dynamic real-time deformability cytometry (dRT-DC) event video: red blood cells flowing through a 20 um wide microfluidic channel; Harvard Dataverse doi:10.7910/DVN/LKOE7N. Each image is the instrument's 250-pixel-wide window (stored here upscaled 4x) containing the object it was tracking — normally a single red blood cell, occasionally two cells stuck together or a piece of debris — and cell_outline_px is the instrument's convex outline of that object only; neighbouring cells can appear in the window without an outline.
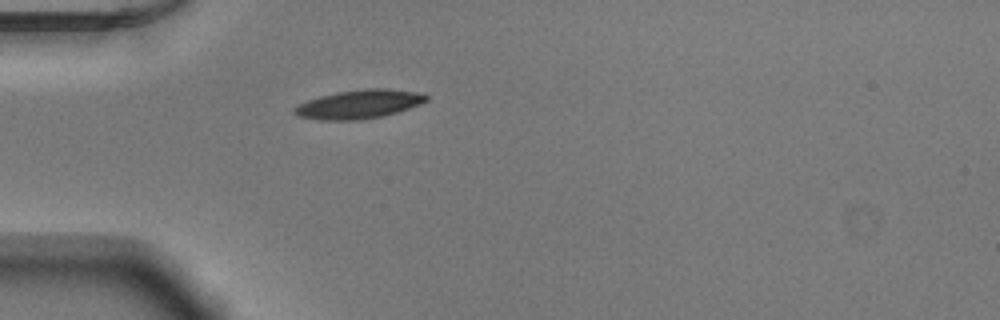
{"species": "Egyptian fruit bat (a non-hibernating species)", "species_latin": "Rousettus aegyptiacus", "temperature_condition": "warm", "stored_images_in_passage": 38, "camera_frame_rate_fps": 3000, "um_per_image_px": 0.085, "animal": {"sex": "male"}, "frame": {"image": 1, "passage_image": 1, "time_ms": 0.0, "image_size_px": [1000, 320], "cell_outline_px": [[428, 100], [408, 108], [396, 112], [380, 116], [360, 120], [320, 120], [300, 116], [292, 112], [292, 108], [308, 100], [320, 96], [336, 92], [368, 88], [384, 88], [416, 92], [428, 96]], "centroid_in_image_um": [30.48, 8.85], "position_along_channel_um": 54.5, "area_um2": 21.79}}
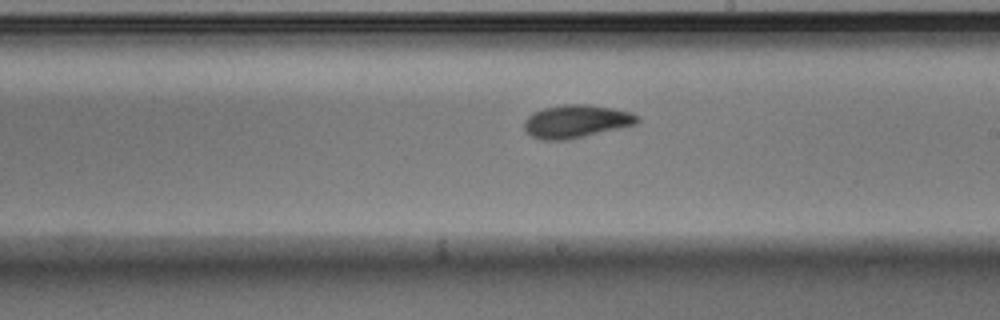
{"frame": {"image": 2, "passage_image": 16, "time_ms": 5.0, "image_size_px": [1000, 320], "cell_outline_px": [[640, 120], [636, 124], [620, 128], [584, 136], [564, 140], [544, 140], [532, 136], [524, 128], [524, 120], [532, 112], [544, 108], [564, 104], [588, 104], [612, 108], [632, 112], [640, 116]], "centroid_in_image_um": [48.99, 10.3], "position_along_channel_um": 240.0, "area_um2": 21.73}}
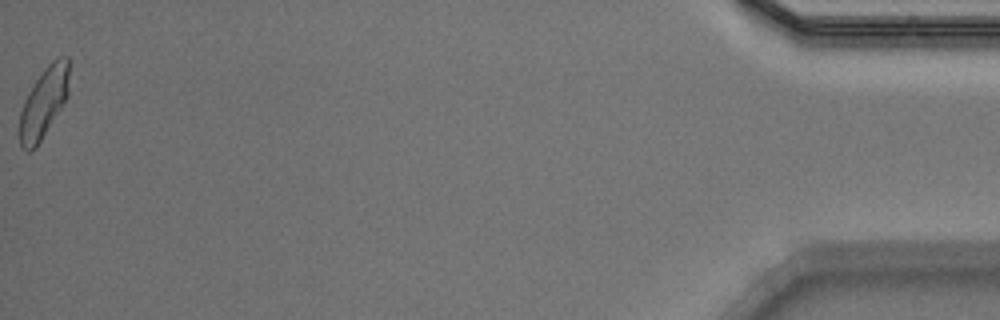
{"frame": {"image": 3, "passage_image": 38, "time_ms": 12.333, "image_size_px": [1000, 320], "cell_outline_px": [[68, 96], [36, 148], [28, 152], [20, 144], [20, 112], [24, 100], [28, 92], [36, 80], [48, 64], [56, 56], [68, 56]], "centroid_in_image_um": [3.72, 8.71], "position_along_channel_um": 431.5, "area_um2": 20.06}, "authors_computed_cell_mechanics": {"area_um2": 20.808, "velocity_mm_per_s": 3.8847, "shape_relaxation_time_tau1_ms": 2.6541, "shape_relaxation_time_tau2_ms": 2.1383, "deformation_change_tau1": 0.1475, "deformation_change_tau2": 0.0719}}